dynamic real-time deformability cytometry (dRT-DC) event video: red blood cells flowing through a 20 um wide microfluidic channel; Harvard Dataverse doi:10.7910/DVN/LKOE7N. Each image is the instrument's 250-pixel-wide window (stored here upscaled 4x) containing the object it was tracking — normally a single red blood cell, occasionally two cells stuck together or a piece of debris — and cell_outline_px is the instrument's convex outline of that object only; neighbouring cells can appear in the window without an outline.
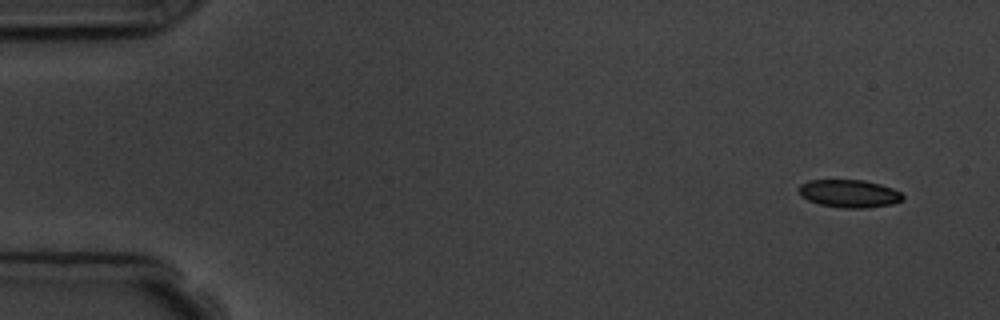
{"species": "common noctule bat (a hibernating species)", "species_latin": "Nyctalus noctula", "temperature_condition": "room temperature", "stored_images_in_passage": 4, "camera_frame_rate_fps": 3000, "um_per_image_px": 0.085, "animal": {"sex": "male", "body_mass_g": 19.5, "forearm_length_mm": 54.6}, "frame": {"image": 1, "passage_image": 1, "time_ms": 0.0, "image_size_px": [1000, 320], "cell_outline_px": [[904, 200], [892, 204], [864, 208], [840, 208], [820, 204], [808, 200], [800, 196], [796, 188], [800, 184], [808, 180], [864, 180], [880, 184], [892, 188], [900, 192], [904, 196]], "centroid_in_image_um": [72.15, 16.45], "position_along_channel_um": 12.8, "area_um2": 17.05}}